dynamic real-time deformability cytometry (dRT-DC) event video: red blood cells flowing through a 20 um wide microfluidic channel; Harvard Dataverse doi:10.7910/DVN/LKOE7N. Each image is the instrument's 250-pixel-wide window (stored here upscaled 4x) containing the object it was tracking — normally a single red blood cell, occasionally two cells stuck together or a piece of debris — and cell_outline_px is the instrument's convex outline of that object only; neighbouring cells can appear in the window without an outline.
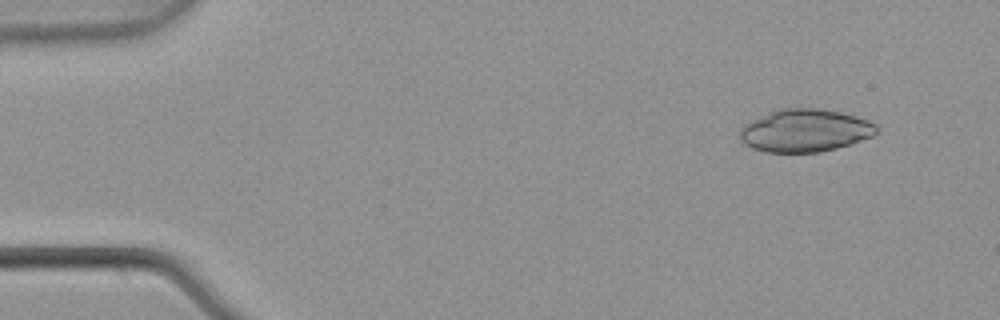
{"species": "common noctule bat (a hibernating species)", "species_latin": "Nyctalus noctula", "temperature_condition": "warm", "stored_images_in_passage": 6, "camera_frame_rate_fps": 3000, "um_per_image_px": 0.085, "animal": {"sex": "male", "body_mass_g": 21.5, "forearm_length_mm": 52.0}, "frame": {"image": 1, "passage_image": 6, "time_ms": 1.667, "image_size_px": [1000, 320], "cell_outline_px": [[880, 128], [872, 136], [836, 148], [820, 152], [764, 152], [752, 148], [744, 144], [740, 140], [740, 128], [744, 124], [752, 120], [780, 108], [820, 108], [840, 112], [856, 116], [868, 120], [876, 124]], "centroid_in_image_um": [68.41, 11.09], "position_along_channel_um": 16.6, "area_um2": 33.99}}